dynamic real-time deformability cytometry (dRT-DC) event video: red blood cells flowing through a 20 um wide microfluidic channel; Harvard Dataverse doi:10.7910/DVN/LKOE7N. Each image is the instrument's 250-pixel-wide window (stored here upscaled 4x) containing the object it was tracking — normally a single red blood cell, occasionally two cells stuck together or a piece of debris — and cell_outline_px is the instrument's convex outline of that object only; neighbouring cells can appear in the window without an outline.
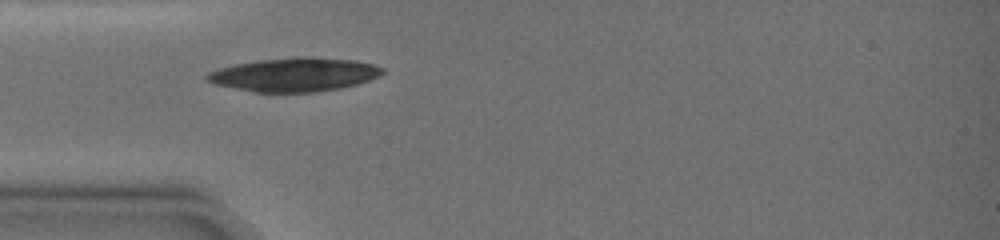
{"species": "common noctule bat (a hibernating species)", "species_latin": "Nyctalus noctula", "temperature_condition": "warm", "stored_images_in_passage": 4, "camera_frame_rate_fps": 3000, "um_per_image_px": 0.085, "animal": {"sex": "female", "body_mass_g": 19.0, "forearm_length_mm": 51.5}, "frame": {"image": 1, "passage_image": 1, "time_ms": 0.0, "image_size_px": [1000, 240], "cell_outline_px": [[384, 72], [368, 80], [356, 84], [340, 88], [316, 92], [256, 92], [216, 84], [204, 80], [204, 76], [208, 72], [216, 68], [256, 60], [296, 56], [308, 56], [356, 60], [372, 64], [384, 68]], "centroid_in_image_um": [24.99, 6.32], "position_along_channel_um": 60.0, "area_um2": 34.56}}